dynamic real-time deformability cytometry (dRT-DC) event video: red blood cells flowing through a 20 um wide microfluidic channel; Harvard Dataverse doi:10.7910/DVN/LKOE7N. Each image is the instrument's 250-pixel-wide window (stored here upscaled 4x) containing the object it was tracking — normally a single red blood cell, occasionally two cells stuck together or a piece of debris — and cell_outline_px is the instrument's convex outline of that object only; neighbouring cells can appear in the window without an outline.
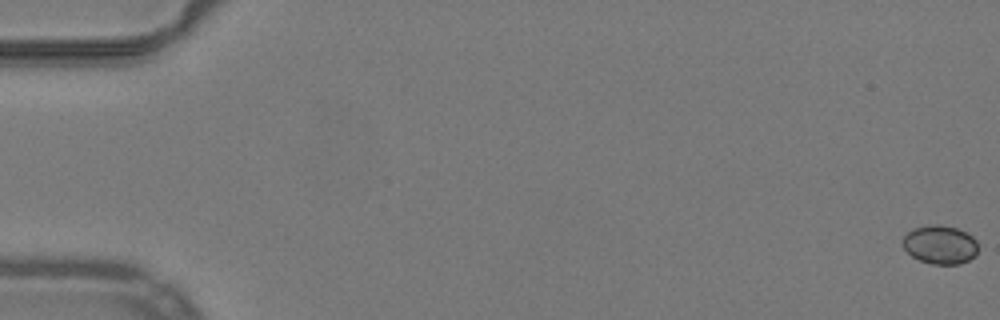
{"species": "common noctule bat (a hibernating species)", "species_latin": "Nyctalus noctula", "temperature_condition": "warm", "stored_images_in_passage": 54, "camera_frame_rate_fps": 3000, "um_per_image_px": 0.085, "animal": {"sex": "male", "body_mass_g": 19.2, "forearm_length_mm": 51.8}, "frame": {"image": 1, "passage_image": 1, "time_ms": 0.0, "image_size_px": [1000, 320], "cell_outline_px": [[976, 256], [960, 264], [932, 264], [920, 260], [912, 256], [904, 248], [904, 236], [912, 228], [928, 224], [940, 224], [956, 228], [968, 232], [976, 240]], "centroid_in_image_um": [79.92, 20.78], "position_along_channel_um": 5.1, "area_um2": 16.99}}
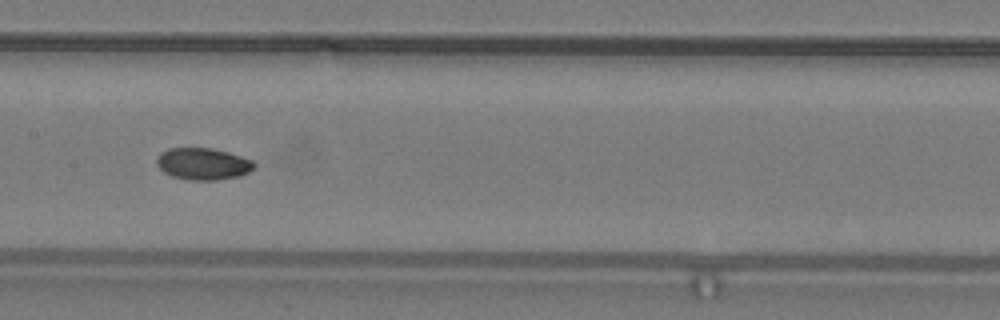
{"frame": {"image": 2, "passage_image": 28, "time_ms": 9.0, "image_size_px": [1000, 320], "cell_outline_px": [[256, 164], [248, 172], [240, 176], [216, 180], [188, 180], [172, 176], [164, 172], [156, 164], [156, 160], [160, 152], [168, 148], [212, 148], [228, 152], [252, 160]], "centroid_in_image_um": [17.23, 13.92], "position_along_channel_um": 190.2, "area_um2": 18.09}}
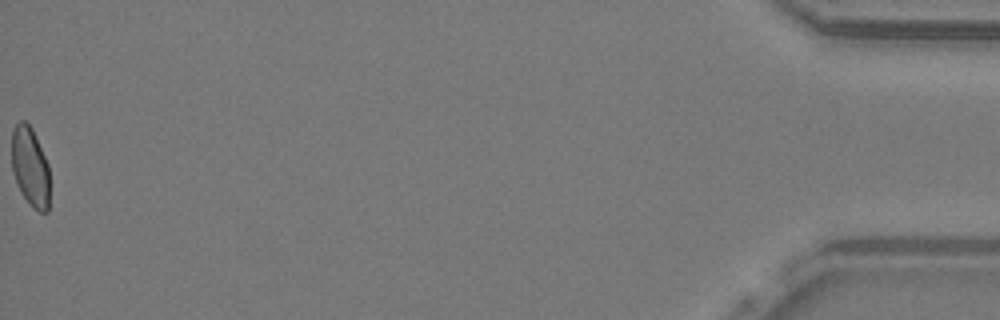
{"frame": {"image": 3, "passage_image": 54, "time_ms": 17.667, "image_size_px": [1000, 320], "cell_outline_px": [[48, 212], [40, 212], [32, 208], [24, 196], [12, 172], [12, 128], [20, 120], [24, 120], [32, 128], [48, 164]], "centroid_in_image_um": [2.55, 14.15], "position_along_channel_um": 432.6, "area_um2": 17.34}, "authors_computed_cell_mechanics": {"area_um2": 17.918, "velocity_mm_per_s": 3.9713, "shape_relaxation_time_tau1_ms": 4.039, "shape_relaxation_time_tau2_ms": 2.9368, "deformation_change_tau1": 0.1162, "deformation_change_tau2": 0.0475}}